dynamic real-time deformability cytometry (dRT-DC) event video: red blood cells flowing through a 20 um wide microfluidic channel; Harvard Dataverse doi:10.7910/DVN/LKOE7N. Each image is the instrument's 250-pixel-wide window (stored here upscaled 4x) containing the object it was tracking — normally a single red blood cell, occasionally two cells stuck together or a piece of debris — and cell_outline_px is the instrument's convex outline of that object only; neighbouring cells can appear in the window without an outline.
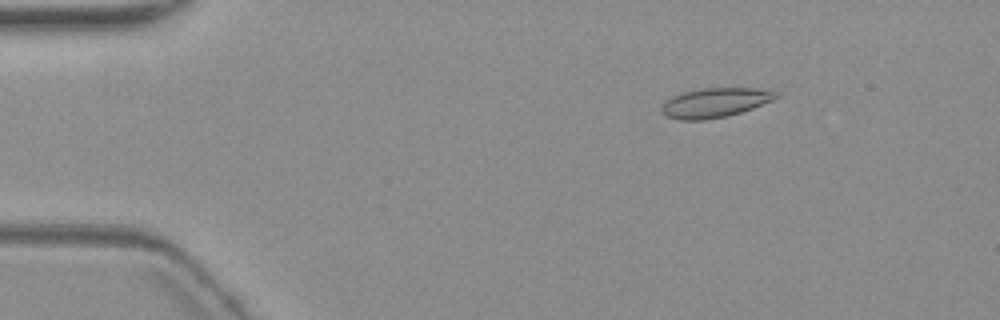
{"species": "common noctule bat (a hibernating species)", "species_latin": "Nyctalus noctula", "temperature_condition": "warm", "stored_images_in_passage": 5, "camera_frame_rate_fps": 3000, "um_per_image_px": 0.085, "animal": {"sex": "female", "body_mass_g": 19.3, "forearm_length_mm": 54.1}, "frame": {"image": 1, "passage_image": 3, "time_ms": 2.333, "image_size_px": [1000, 320], "cell_outline_px": [[780, 96], [772, 100], [752, 108], [728, 116], [704, 120], [680, 120], [668, 116], [660, 112], [660, 108], [672, 96], [684, 92], [700, 88], [756, 88], [780, 92]], "centroid_in_image_um": [60.79, 8.72], "position_along_channel_um": 24.2, "area_um2": 19.59}}